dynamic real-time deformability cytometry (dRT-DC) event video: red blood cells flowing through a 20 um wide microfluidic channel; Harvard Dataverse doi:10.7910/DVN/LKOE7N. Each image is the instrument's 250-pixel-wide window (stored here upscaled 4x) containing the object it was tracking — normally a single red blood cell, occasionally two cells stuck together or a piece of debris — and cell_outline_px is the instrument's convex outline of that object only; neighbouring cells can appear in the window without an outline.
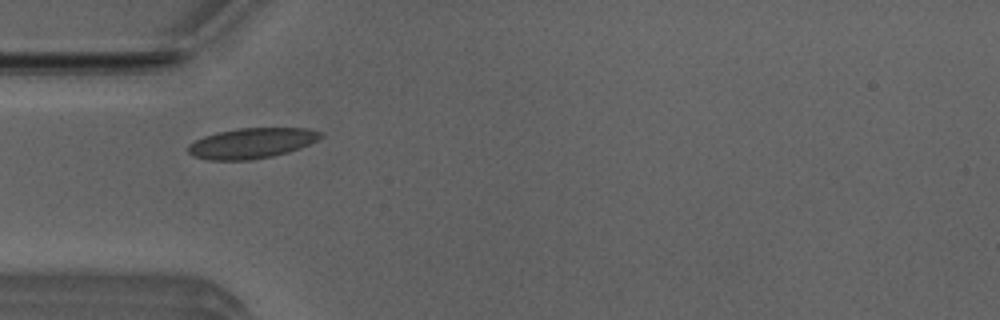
{"species": "Egyptian fruit bat (a non-hibernating species)", "species_latin": "Rousettus aegyptiacus", "temperature_condition": "room temperature", "stored_images_in_passage": 38, "camera_frame_rate_fps": 3000, "um_per_image_px": 0.085, "animal": {"sex": "male"}, "frame": {"image": 1, "passage_image": 2, "time_ms": 0.333, "image_size_px": [1000, 320], "cell_outline_px": [[324, 136], [308, 144], [288, 152], [272, 156], [252, 160], [208, 160], [192, 156], [188, 152], [188, 144], [204, 136], [220, 132], [240, 128], [308, 128], [320, 132]], "centroid_in_image_um": [21.37, 12.18], "position_along_channel_um": 63.6, "area_um2": 23.29}}
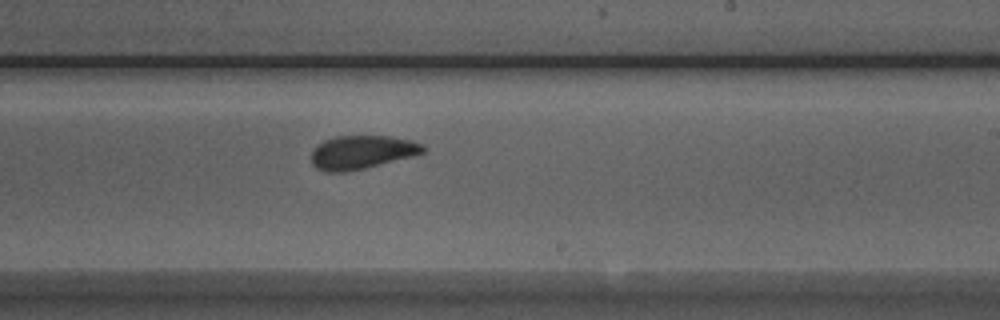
{"frame": {"image": 2, "passage_image": 17, "time_ms": 5.333, "image_size_px": [1000, 320], "cell_outline_px": [[428, 148], [424, 152], [412, 156], [364, 168], [344, 172], [324, 172], [316, 168], [312, 164], [312, 148], [316, 144], [324, 140], [336, 136], [392, 136], [412, 140], [424, 144]], "centroid_in_image_um": [30.75, 12.93], "position_along_channel_um": 258.3, "area_um2": 22.02}}
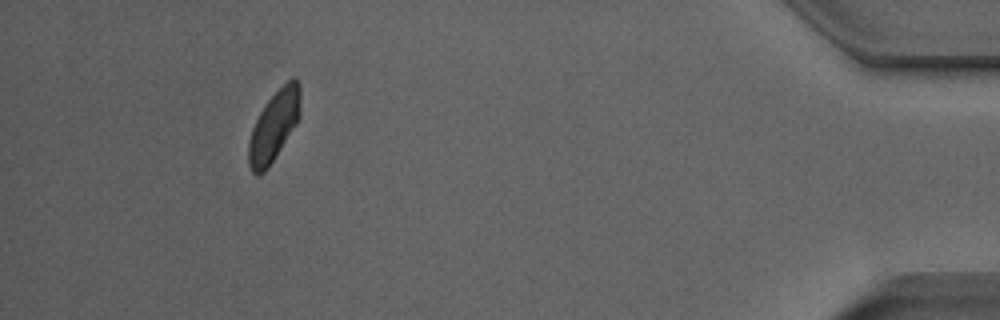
{"frame": {"image": 3, "passage_image": 34, "time_ms": 11.0, "image_size_px": [1000, 320], "cell_outline_px": [[300, 116], [296, 124], [268, 168], [264, 172], [256, 176], [252, 172], [248, 164], [248, 144], [252, 128], [264, 104], [292, 76], [300, 84]], "centroid_in_image_um": [23.28, 10.72], "position_along_channel_um": 411.9, "area_um2": 21.04}, "authors_computed_cell_mechanics": {"area_um2": 21.964, "velocity_mm_per_s": 3.9048, "shape_relaxation_time_tau1_ms": 8.4035, "shape_relaxation_time_tau2_ms": 1.0501, "deformation_change_tau1": 0.1437, "deformation_change_tau2": 0.0493}}